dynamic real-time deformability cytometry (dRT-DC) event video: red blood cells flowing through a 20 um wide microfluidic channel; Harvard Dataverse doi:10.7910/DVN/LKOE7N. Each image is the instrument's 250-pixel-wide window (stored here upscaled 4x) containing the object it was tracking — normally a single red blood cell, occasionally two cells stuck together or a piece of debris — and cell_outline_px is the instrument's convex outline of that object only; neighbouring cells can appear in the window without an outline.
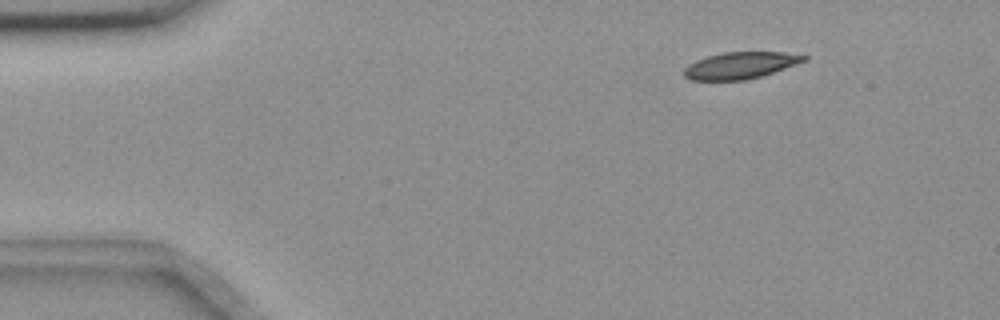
{"species": "common noctule bat (a hibernating species)", "species_latin": "Nyctalus noctula", "temperature_condition": "room temperature", "stored_images_in_passage": 3, "camera_frame_rate_fps": 3000, "um_per_image_px": 0.085, "animal": {"sex": "female", "body_mass_g": 18.4}, "frame": {"image": 1, "passage_image": 1, "time_ms": 0.0, "image_size_px": [1000, 320], "cell_outline_px": [[808, 60], [760, 76], [744, 80], [692, 80], [684, 76], [684, 68], [688, 64], [696, 60], [708, 56], [724, 52], [784, 52], [808, 56]], "centroid_in_image_um": [62.91, 5.55], "position_along_channel_um": 22.1, "area_um2": 18.5}}